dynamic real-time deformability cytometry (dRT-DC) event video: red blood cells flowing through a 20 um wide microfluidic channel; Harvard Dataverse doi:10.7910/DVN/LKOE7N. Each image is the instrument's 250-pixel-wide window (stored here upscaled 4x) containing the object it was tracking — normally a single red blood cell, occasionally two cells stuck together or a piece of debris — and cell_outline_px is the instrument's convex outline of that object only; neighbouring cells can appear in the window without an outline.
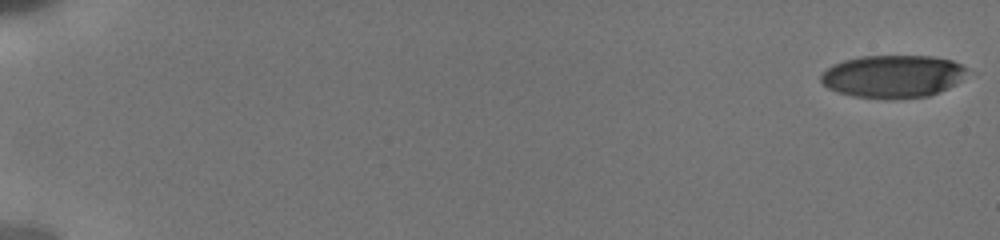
{"species": "human", "species_latin": "Homo sapiens", "temperature_condition": "cold", "stored_images_in_passage": 64, "camera_frame_rate_fps": 3000, "um_per_image_px": 0.085, "donor": {"sex": "male"}, "frame": {"image": 1, "passage_image": 1, "time_ms": 0.0, "image_size_px": [1000, 240], "cell_outline_px": [[968, 72], [956, 84], [940, 92], [928, 96], [892, 100], [852, 96], [836, 92], [828, 88], [820, 80], [820, 72], [832, 64], [844, 60], [860, 56], [932, 56], [952, 60], [968, 68]], "centroid_in_image_um": [75.87, 6.5], "position_along_channel_um": 9.1, "area_um2": 36.93}}
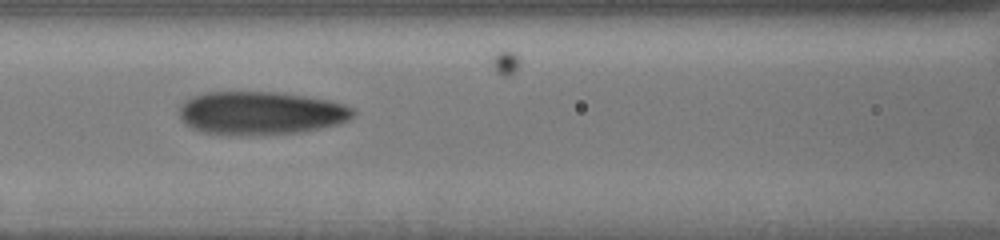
{"frame": {"image": 2, "passage_image": 45, "time_ms": 8.667, "image_size_px": [1000, 240], "cell_outline_px": [[356, 112], [348, 120], [340, 124], [304, 132], [264, 136], [236, 136], [200, 132], [184, 124], [180, 116], [180, 104], [184, 100], [192, 96], [204, 92], [276, 92], [304, 96], [328, 100], [344, 104], [352, 108]], "centroid_in_image_um": [22.14, 9.64], "position_along_channel_um": 144.5, "area_um2": 44.68}}
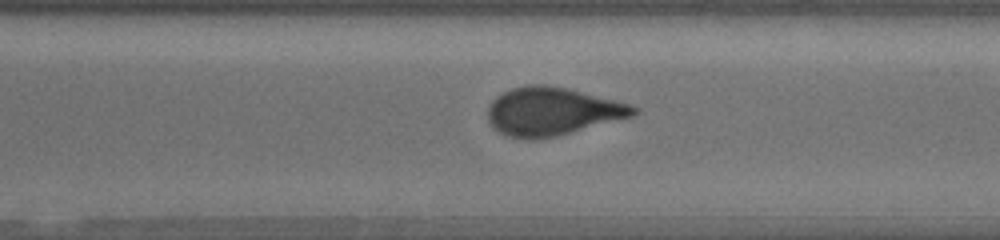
{"frame": {"image": 3, "passage_image": 58, "time_ms": 13.333, "image_size_px": [1000, 240], "cell_outline_px": [[640, 112], [632, 116], [556, 136], [536, 140], [528, 140], [504, 136], [492, 128], [488, 120], [488, 108], [492, 100], [496, 96], [512, 88], [528, 84], [544, 84], [568, 88], [632, 104], [640, 108]], "centroid_in_image_um": [46.92, 9.47], "position_along_channel_um": 323.7, "area_um2": 41.21}}